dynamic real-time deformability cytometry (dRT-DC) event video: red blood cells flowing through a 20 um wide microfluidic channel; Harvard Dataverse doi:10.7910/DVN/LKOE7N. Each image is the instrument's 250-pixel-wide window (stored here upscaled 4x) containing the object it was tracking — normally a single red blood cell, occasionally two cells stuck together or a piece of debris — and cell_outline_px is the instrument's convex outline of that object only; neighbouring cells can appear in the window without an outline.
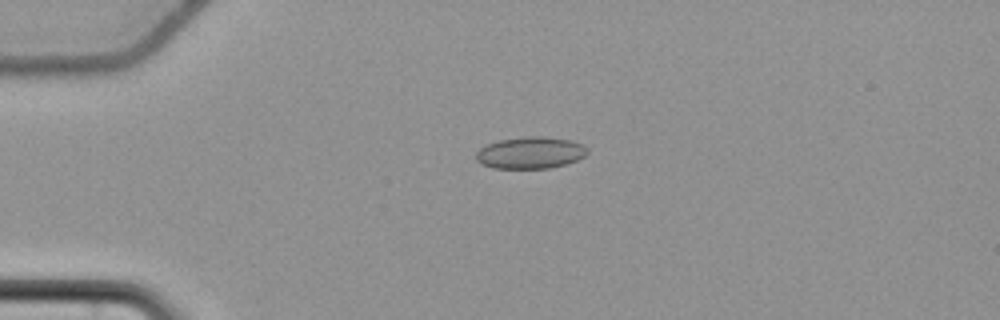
{"species": "common noctule bat (a hibernating species)", "species_latin": "Nyctalus noctula", "temperature_condition": "cold", "stored_images_in_passage": 44, "camera_frame_rate_fps": 3000, "um_per_image_px": 0.085, "animal": {"sex": "female", "body_mass_g": 22.7, "forearm_length_mm": 54.2}, "frame": {"image": 1, "passage_image": 2, "time_ms": 0.333, "image_size_px": [1000, 320], "cell_outline_px": [[588, 152], [584, 156], [576, 160], [564, 164], [548, 168], [492, 168], [480, 164], [476, 160], [476, 152], [480, 148], [488, 144], [500, 140], [528, 136], [544, 136], [572, 140], [588, 148]], "centroid_in_image_um": [45.07, 12.98], "position_along_channel_um": 39.9, "area_um2": 20.58}}
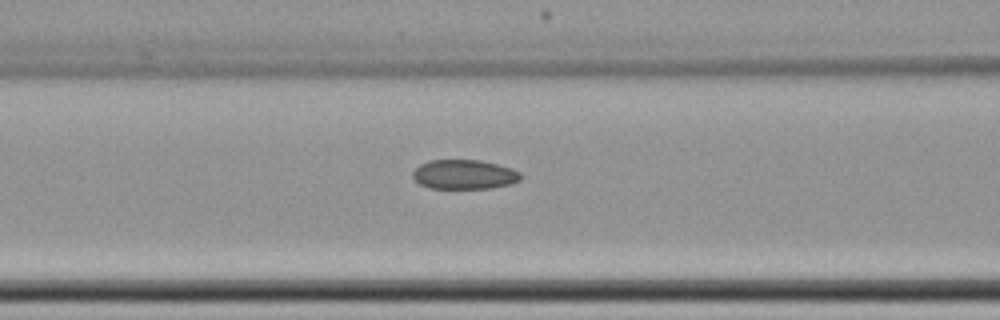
{"frame": {"image": 2, "passage_image": 12, "time_ms": 3.667, "image_size_px": [1000, 320], "cell_outline_px": [[524, 176], [520, 180], [512, 184], [492, 188], [428, 188], [420, 184], [412, 176], [412, 172], [420, 164], [428, 160], [480, 160], [512, 168], [520, 172]], "centroid_in_image_um": [39.49, 14.83], "position_along_channel_um": 127.1, "area_um2": 18.67}}
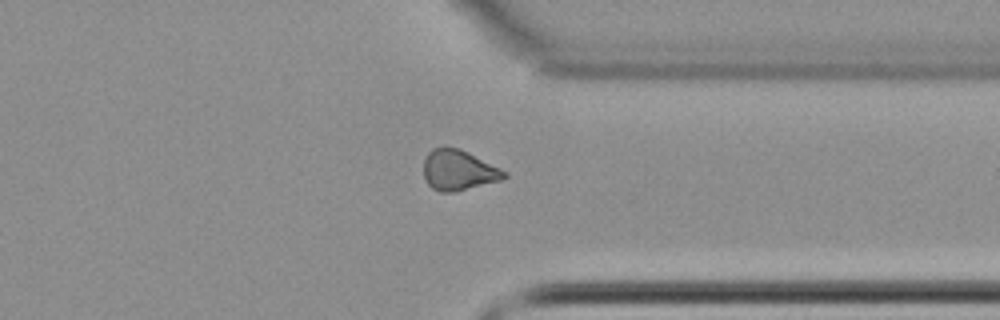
{"frame": {"image": 3, "passage_image": 32, "time_ms": 10.333, "image_size_px": [1000, 320], "cell_outline_px": [[508, 176], [504, 180], [456, 192], [440, 192], [432, 188], [428, 184], [424, 176], [424, 160], [428, 152], [432, 148], [444, 144], [460, 148], [508, 172]], "centroid_in_image_um": [38.99, 14.45], "position_along_channel_um": 372.4, "area_um2": 19.54}, "authors_computed_cell_mechanics": {"area_um2": 19.1896, "velocity_mm_per_s": 3.6953, "shape_relaxation_time_tau1_ms": null, "shape_relaxation_time_tau2_ms": 6.6358, "deformation_change_tau1": null, "deformation_change_tau2": 0.1001}}